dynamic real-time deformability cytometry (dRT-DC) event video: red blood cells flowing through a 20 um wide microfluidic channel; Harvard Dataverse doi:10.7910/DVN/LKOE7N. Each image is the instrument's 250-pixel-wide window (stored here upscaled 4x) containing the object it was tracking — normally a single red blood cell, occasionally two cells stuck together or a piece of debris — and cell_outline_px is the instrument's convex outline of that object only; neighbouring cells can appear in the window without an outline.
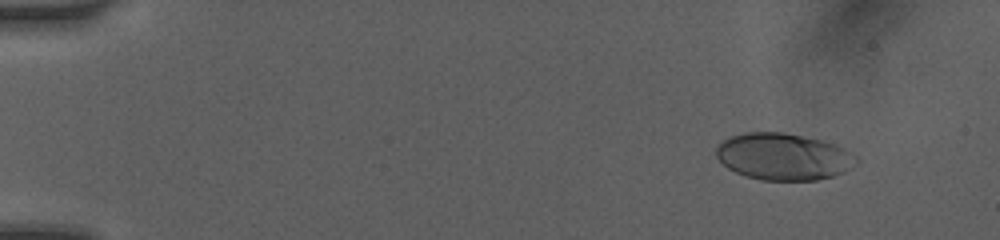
{"species": "human", "species_latin": "Homo sapiens", "temperature_condition": "room temperature", "stored_images_in_passage": 52, "camera_frame_rate_fps": 3000, "um_per_image_px": 0.085, "donor": {"sex": "female"}, "frame": {"image": 1, "passage_image": 7, "time_ms": 1.667, "image_size_px": [1000, 240], "cell_outline_px": [[860, 160], [852, 168], [844, 172], [832, 176], [816, 180], [760, 180], [744, 176], [728, 168], [716, 156], [716, 148], [724, 140], [732, 136], [744, 132], [784, 132], [820, 140], [836, 144], [844, 148], [856, 156]], "centroid_in_image_um": [66.62, 13.32], "position_along_channel_um": 18.4, "area_um2": 38.26}}
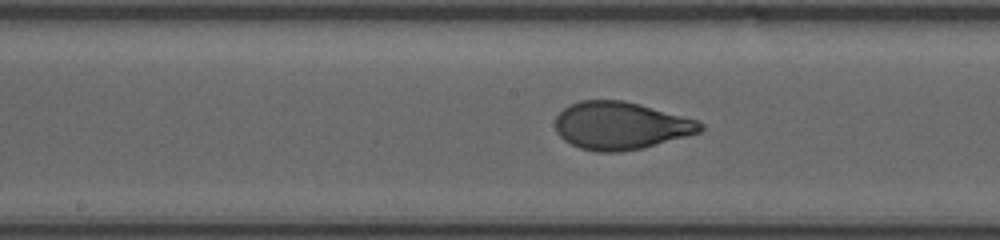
{"frame": {"image": 2, "passage_image": 34, "time_ms": 9.0, "image_size_px": [1000, 240], "cell_outline_px": [[704, 128], [700, 132], [644, 148], [620, 152], [596, 152], [580, 148], [564, 140], [556, 132], [556, 116], [564, 108], [580, 100], [624, 100], [640, 104], [696, 120], [704, 124]], "centroid_in_image_um": [52.75, 10.69], "position_along_channel_um": 195.5, "area_um2": 40.17}}
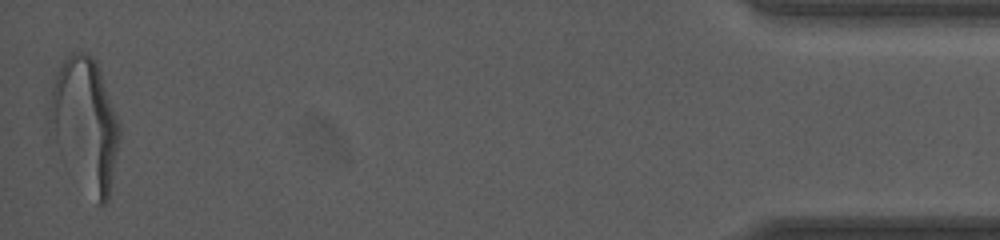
{"frame": {"image": 3, "passage_image": 52, "time_ms": 16.667, "image_size_px": [1000, 240], "cell_outline_px": [[120, 136], [108, 200], [104, 204], [96, 204], [48, 132], [48, 108], [52, 84], [64, 60], [72, 52], [84, 52], [92, 56], [96, 60], [120, 124]], "centroid_in_image_um": [7.22, 10.49], "position_along_channel_um": 428.0, "area_um2": 52.94}, "authors_computed_cell_mechanics": {"area_um2": 39.4774, "velocity_mm_per_s": 4.0967, "shape_relaxation_time_tau1_ms": 3.541, "shape_relaxation_time_tau2_ms": null, "deformation_change_tau1": 0.1868, "deformation_change_tau2": null}}